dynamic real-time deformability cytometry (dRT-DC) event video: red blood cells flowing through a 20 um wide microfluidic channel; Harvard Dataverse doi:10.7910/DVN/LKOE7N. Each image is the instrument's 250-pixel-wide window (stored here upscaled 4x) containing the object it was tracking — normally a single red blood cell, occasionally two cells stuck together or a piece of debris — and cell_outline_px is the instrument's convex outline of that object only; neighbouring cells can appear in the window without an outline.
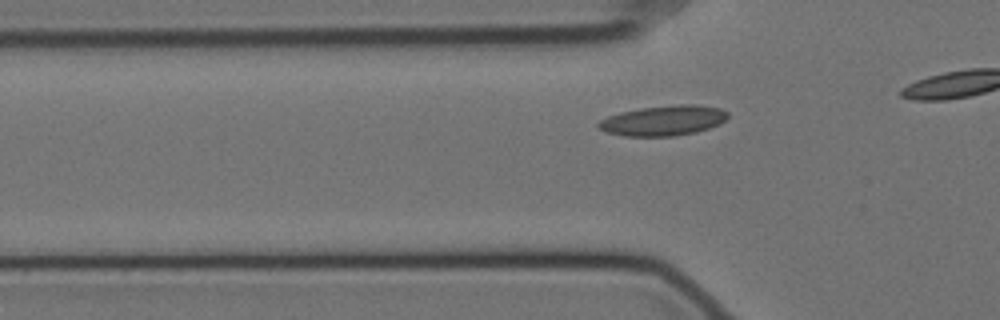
{"species": "Egyptian fruit bat (a non-hibernating species)", "species_latin": "Rousettus aegyptiacus", "temperature_condition": "cold", "stored_images_in_passage": 16, "camera_frame_rate_fps": 3000, "um_per_image_px": 0.085, "animal": {"sex": "female"}, "frame": {"image": 1, "passage_image": 10, "time_ms": 3.0, "image_size_px": [1000, 320], "cell_outline_px": [[728, 116], [720, 124], [696, 132], [672, 136], [624, 136], [604, 132], [596, 124], [600, 120], [608, 116], [620, 112], [640, 108], [680, 104], [692, 104], [720, 108], [728, 112]], "centroid_in_image_um": [56.36, 10.25], "position_along_channel_um": 69.4, "area_um2": 22.72}}
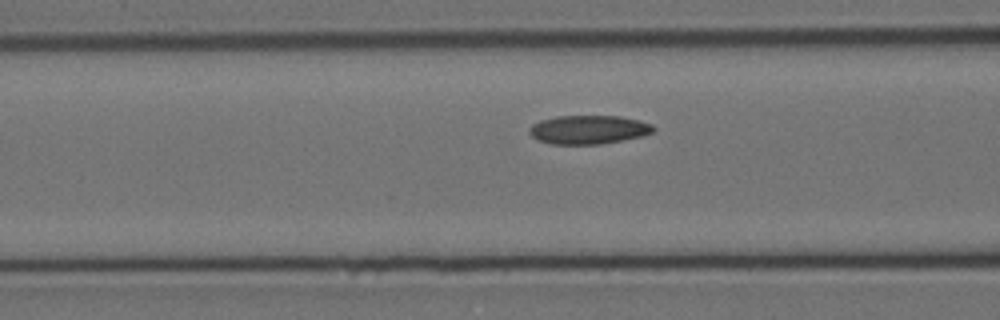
{"frame": {"image": 2, "passage_image": 14, "time_ms": 4.333, "image_size_px": [1000, 320], "cell_outline_px": [[656, 128], [652, 132], [640, 136], [600, 144], [552, 144], [536, 140], [528, 132], [528, 128], [532, 124], [540, 120], [556, 116], [620, 116], [640, 120], [652, 124]], "centroid_in_image_um": [49.98, 11.01], "position_along_channel_um": 116.6, "area_um2": 20.81}}